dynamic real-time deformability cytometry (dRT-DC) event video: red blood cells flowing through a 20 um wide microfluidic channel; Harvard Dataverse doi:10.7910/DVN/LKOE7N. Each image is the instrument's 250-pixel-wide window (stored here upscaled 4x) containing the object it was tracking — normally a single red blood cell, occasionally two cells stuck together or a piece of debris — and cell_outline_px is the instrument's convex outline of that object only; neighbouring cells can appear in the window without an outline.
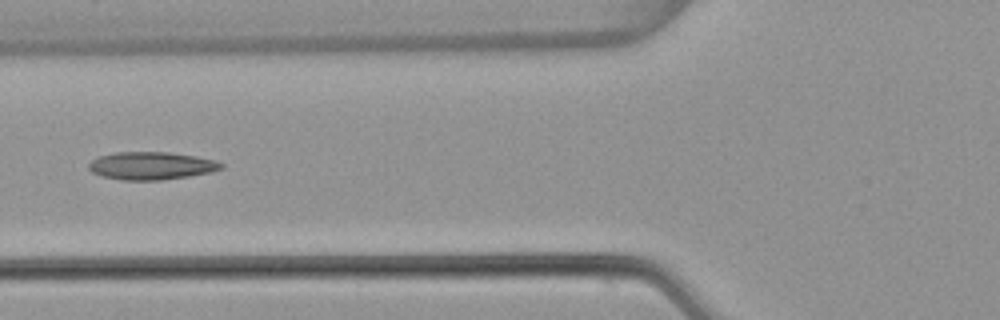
{"species": "common noctule bat (a hibernating species)", "species_latin": "Nyctalus noctula", "temperature_condition": "warm", "stored_images_in_passage": 5, "camera_frame_rate_fps": 3000, "um_per_image_px": 0.085, "animal": {"sex": "female", "body_mass_g": 22.7, "forearm_length_mm": 54.2}, "frame": {"image": 1, "passage_image": 5, "time_ms": 1.333, "image_size_px": [1000, 320], "cell_outline_px": [[224, 168], [212, 172], [188, 176], [160, 180], [120, 180], [100, 176], [92, 172], [88, 168], [88, 164], [92, 160], [100, 156], [116, 152], [168, 152], [196, 156], [216, 160], [224, 164]], "centroid_in_image_um": [12.87, 14.09], "position_along_channel_um": 112.9, "area_um2": 21.56}}